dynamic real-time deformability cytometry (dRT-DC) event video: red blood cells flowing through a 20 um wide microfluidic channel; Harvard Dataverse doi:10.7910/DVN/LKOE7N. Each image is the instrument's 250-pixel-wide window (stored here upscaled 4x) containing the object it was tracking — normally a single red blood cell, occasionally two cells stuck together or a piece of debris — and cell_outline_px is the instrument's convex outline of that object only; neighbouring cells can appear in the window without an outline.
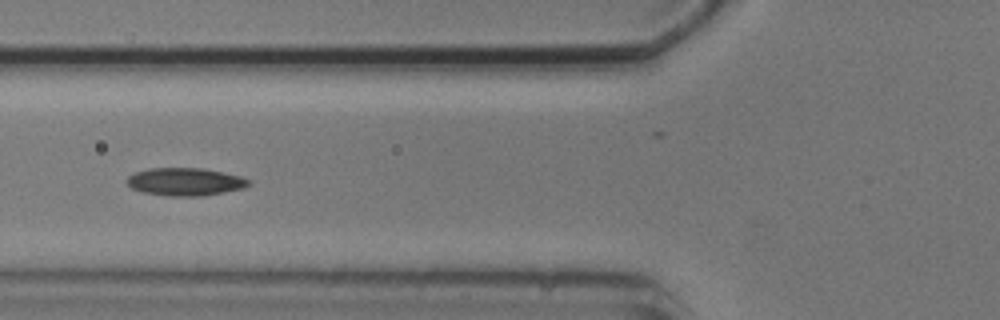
{"species": "common noctule bat (a hibernating species)", "species_latin": "Nyctalus noctula", "temperature_condition": "cold", "stored_images_in_passage": 9, "camera_frame_rate_fps": 3000, "um_per_image_px": 0.085, "animal": {"sex": "male", "body_mass_g": 20.5, "forearm_length_mm": 52.5}, "frame": {"image": 1, "passage_image": 6, "time_ms": 6.667, "image_size_px": [1000, 320], "cell_outline_px": [[252, 184], [244, 188], [224, 192], [200, 196], [168, 196], [144, 192], [132, 188], [128, 184], [128, 176], [136, 172], [152, 168], [204, 168], [224, 172], [240, 176], [252, 180]], "centroid_in_image_um": [15.81, 15.44], "position_along_channel_um": 110.0, "area_um2": 19.71}}
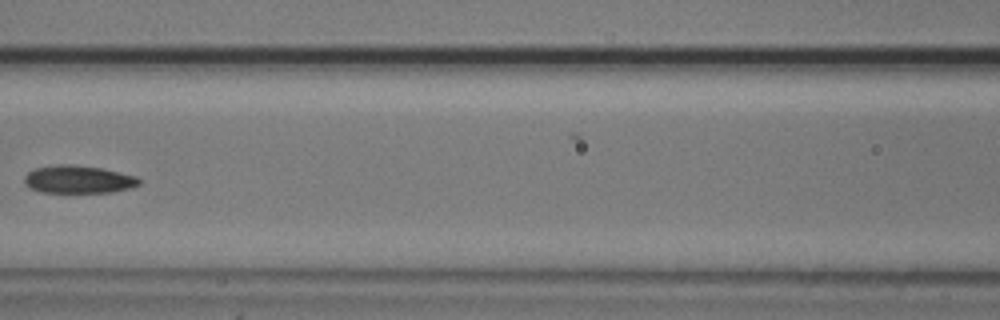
{"frame": {"image": 2, "passage_image": 7, "time_ms": 8.0, "image_size_px": [1000, 320], "cell_outline_px": [[140, 184], [132, 188], [112, 192], [40, 192], [28, 188], [24, 180], [24, 176], [28, 172], [36, 168], [56, 164], [68, 164], [104, 168], [136, 176], [140, 180]], "centroid_in_image_um": [6.66, 15.25], "position_along_channel_um": 159.9, "area_um2": 18.73}}